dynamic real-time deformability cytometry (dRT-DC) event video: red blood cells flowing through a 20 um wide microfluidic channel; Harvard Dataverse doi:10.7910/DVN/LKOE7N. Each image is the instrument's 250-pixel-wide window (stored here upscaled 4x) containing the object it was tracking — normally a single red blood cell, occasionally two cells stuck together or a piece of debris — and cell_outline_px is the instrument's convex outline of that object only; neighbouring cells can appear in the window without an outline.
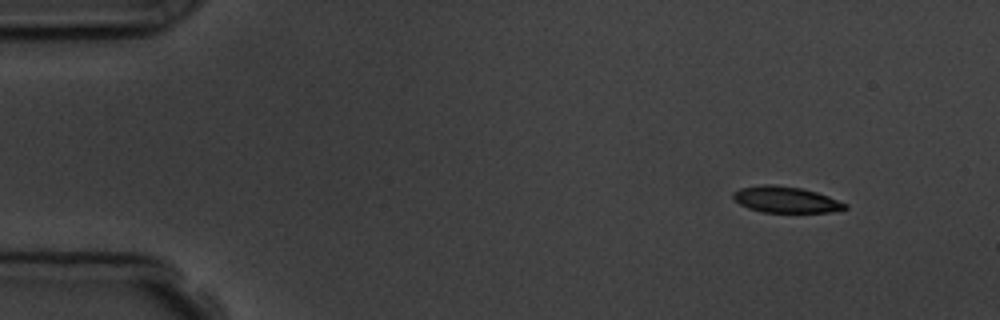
{"species": "common noctule bat (a hibernating species)", "species_latin": "Nyctalus noctula", "temperature_condition": "room temperature", "stored_images_in_passage": 5, "camera_frame_rate_fps": 3000, "um_per_image_px": 0.085, "animal": {"sex": "male", "body_mass_g": 19.5, "forearm_length_mm": 54.6}, "frame": {"image": 1, "passage_image": 1, "time_ms": 0.0, "image_size_px": [1000, 320], "cell_outline_px": [[848, 208], [832, 212], [764, 212], [748, 208], [740, 204], [732, 196], [732, 192], [740, 188], [764, 184], [776, 184], [800, 188], [816, 192], [828, 196], [848, 204]], "centroid_in_image_um": [66.8, 16.96], "position_along_channel_um": 18.2, "area_um2": 17.05}}
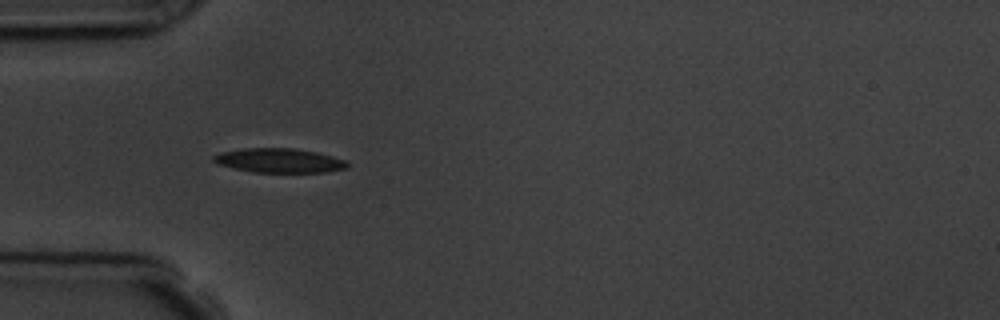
{"frame": {"image": 2, "passage_image": 4, "time_ms": 3.667, "image_size_px": [1000, 320], "cell_outline_px": [[348, 168], [324, 172], [252, 172], [232, 168], [216, 164], [212, 160], [212, 156], [220, 152], [244, 148], [292, 148], [316, 152], [332, 156], [344, 160], [348, 164]], "centroid_in_image_um": [23.67, 13.64], "position_along_channel_um": 61.3, "area_um2": 18.96}}